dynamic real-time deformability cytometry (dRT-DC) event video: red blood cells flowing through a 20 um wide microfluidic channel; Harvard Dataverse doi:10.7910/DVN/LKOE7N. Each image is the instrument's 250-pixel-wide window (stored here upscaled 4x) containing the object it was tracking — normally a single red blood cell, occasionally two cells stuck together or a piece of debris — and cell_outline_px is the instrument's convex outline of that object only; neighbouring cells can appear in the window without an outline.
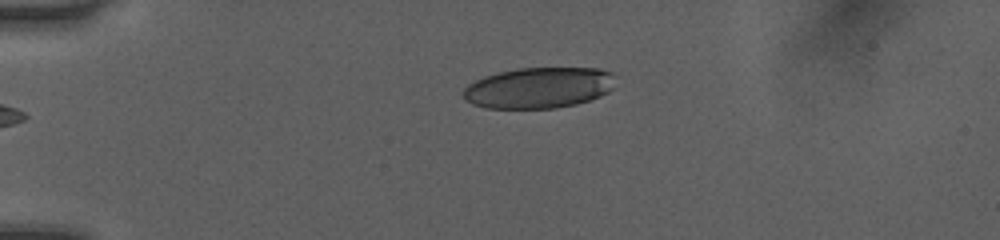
{"species": "human", "species_latin": "Homo sapiens", "temperature_condition": "room temperature", "stored_images_in_passage": 39, "camera_frame_rate_fps": 3000, "um_per_image_px": 0.085, "donor": {"sex": "female"}, "frame": {"image": 1, "passage_image": 1, "time_ms": 0.0, "image_size_px": [1000, 240], "cell_outline_px": [[616, 88], [600, 96], [576, 104], [556, 108], [488, 108], [472, 104], [464, 100], [460, 92], [468, 84], [484, 76], [500, 72], [520, 68], [600, 68], [612, 72], [616, 76]], "centroid_in_image_um": [45.83, 7.46], "position_along_channel_um": 39.2, "area_um2": 36.76}}
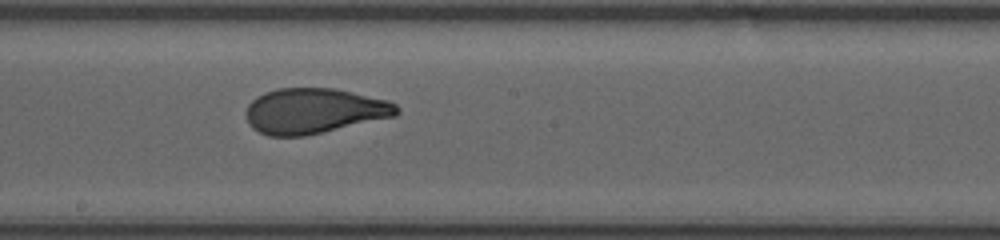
{"frame": {"image": 2, "passage_image": 18, "time_ms": 5.667, "image_size_px": [1000, 240], "cell_outline_px": [[400, 112], [396, 116], [304, 136], [268, 136], [252, 128], [248, 124], [248, 104], [256, 96], [264, 92], [276, 88], [336, 88], [388, 100], [396, 104], [400, 108]], "centroid_in_image_um": [26.72, 9.42], "position_along_channel_um": 221.5, "area_um2": 39.88}}
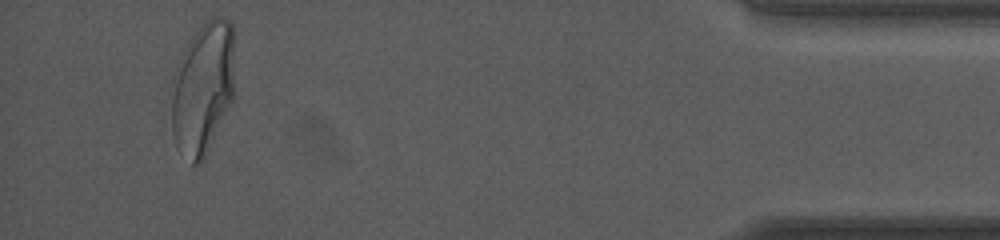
{"frame": {"image": 3, "passage_image": 37, "time_ms": 12.0, "image_size_px": [1000, 240], "cell_outline_px": [[232, 100], [200, 164], [192, 164], [172, 132], [172, 96], [176, 64], [188, 44], [196, 32], [212, 16], [224, 16], [232, 20]], "centroid_in_image_um": [17.24, 7.42], "position_along_channel_um": 418.0, "area_um2": 46.99}, "authors_computed_cell_mechanics": {"area_um2": 40.3444, "velocity_mm_per_s": 4.0637, "shape_relaxation_time_tau1_ms": 6.9374, "shape_relaxation_time_tau2_ms": 0.706, "deformation_change_tau1": 0.2654, "deformation_change_tau2": 0.074}}